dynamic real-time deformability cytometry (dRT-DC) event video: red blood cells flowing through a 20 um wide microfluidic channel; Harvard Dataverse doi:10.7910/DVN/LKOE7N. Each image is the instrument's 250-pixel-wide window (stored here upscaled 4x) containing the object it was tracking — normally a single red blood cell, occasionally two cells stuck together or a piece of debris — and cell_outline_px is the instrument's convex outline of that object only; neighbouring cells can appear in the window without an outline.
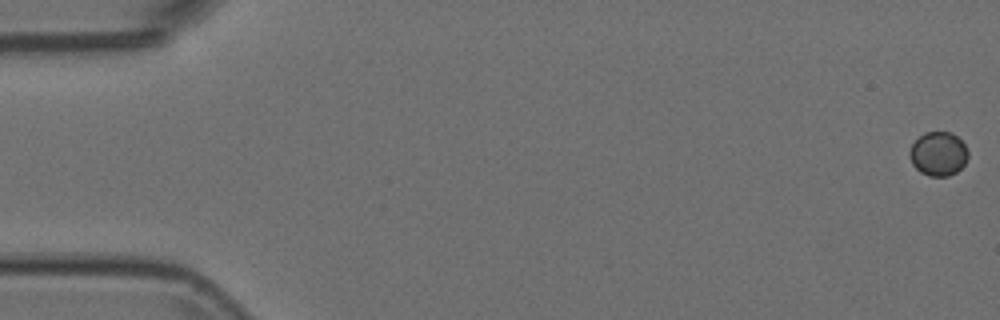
{"species": "Egyptian fruit bat (a non-hibernating species)", "species_latin": "Rousettus aegyptiacus", "temperature_condition": "room temperature", "stored_images_in_passage": 4, "camera_frame_rate_fps": 3000, "um_per_image_px": 0.085, "animal": {"sex": "female"}, "frame": {"image": 1, "passage_image": 1, "time_ms": 0.0, "image_size_px": [1000, 320], "cell_outline_px": [[968, 156], [964, 164], [956, 172], [948, 176], [928, 176], [920, 172], [912, 164], [908, 156], [908, 152], [912, 144], [924, 132], [952, 132], [964, 144], [968, 152]], "centroid_in_image_um": [79.73, 13.08], "position_along_channel_um": 5.3, "area_um2": 15.03}}